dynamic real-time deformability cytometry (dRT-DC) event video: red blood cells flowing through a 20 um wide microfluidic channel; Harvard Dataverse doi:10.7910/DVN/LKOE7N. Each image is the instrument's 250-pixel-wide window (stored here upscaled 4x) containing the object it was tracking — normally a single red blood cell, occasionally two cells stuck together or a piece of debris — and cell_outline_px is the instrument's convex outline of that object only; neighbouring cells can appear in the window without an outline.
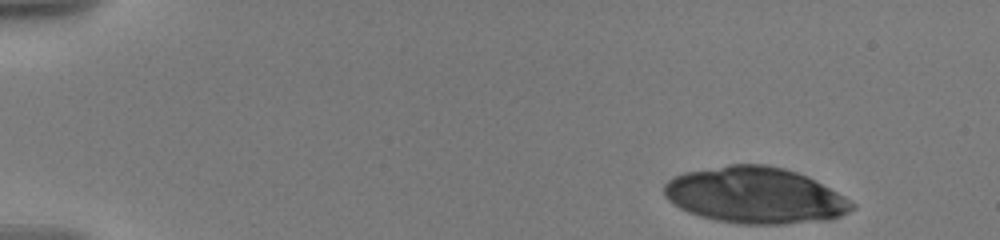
{"species": "human", "species_latin": "Homo sapiens", "temperature_condition": "warm", "stored_images_in_passage": 10, "camera_frame_rate_fps": 3000, "um_per_image_px": 0.085, "donor": {"sex": "male"}, "frame": {"image": 1, "passage_image": 1, "time_ms": 0.0, "image_size_px": [1000, 240], "cell_outline_px": [[856, 208], [832, 220], [784, 224], [740, 224], [716, 220], [700, 216], [688, 212], [680, 208], [668, 200], [664, 196], [664, 184], [672, 176], [684, 172], [732, 164], [764, 164], [784, 168], [808, 176], [844, 196], [856, 204]], "centroid_in_image_um": [64.2, 16.61], "position_along_channel_um": 20.8, "area_um2": 61.9}}